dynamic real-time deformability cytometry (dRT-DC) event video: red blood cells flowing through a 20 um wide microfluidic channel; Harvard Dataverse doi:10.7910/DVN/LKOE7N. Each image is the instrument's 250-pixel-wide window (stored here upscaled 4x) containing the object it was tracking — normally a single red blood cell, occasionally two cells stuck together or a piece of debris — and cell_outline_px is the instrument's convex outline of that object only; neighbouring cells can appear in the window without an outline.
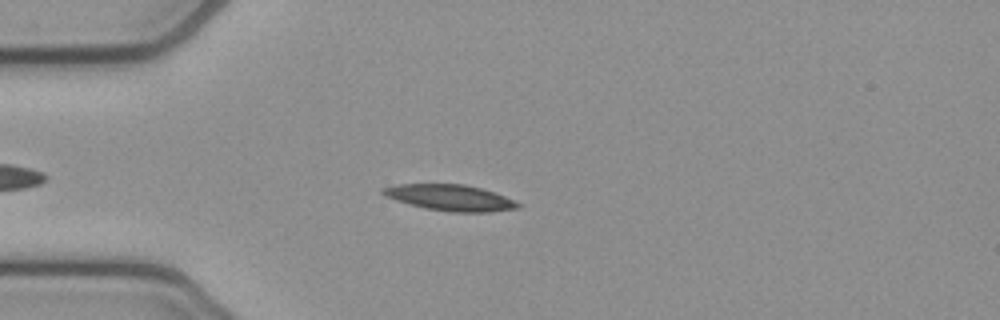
{"species": "common noctule bat (a hibernating species)", "species_latin": "Nyctalus noctula", "temperature_condition": "cold", "stored_images_in_passage": 44, "camera_frame_rate_fps": 3000, "um_per_image_px": 0.085, "animal": {"sex": "female", "body_mass_g": 21.9}, "frame": {"image": 1, "passage_image": 8, "time_ms": 2.333, "image_size_px": [1000, 320], "cell_outline_px": [[524, 204], [520, 208], [492, 212], [452, 212], [424, 208], [396, 200], [384, 196], [380, 192], [380, 188], [396, 184], [464, 184], [480, 188], [504, 196]], "centroid_in_image_um": [38.26, 16.81], "position_along_channel_um": 46.7, "area_um2": 20.63}}
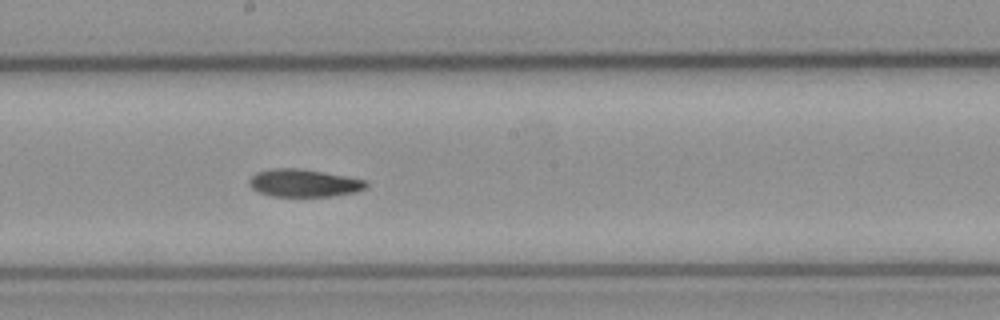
{"frame": {"image": 2, "passage_image": 23, "time_ms": 7.333, "image_size_px": [1000, 320], "cell_outline_px": [[368, 184], [364, 188], [356, 192], [332, 196], [272, 196], [260, 192], [252, 188], [248, 184], [248, 180], [256, 172], [272, 168], [300, 168], [348, 176], [368, 180]], "centroid_in_image_um": [25.84, 15.54], "position_along_channel_um": 222.4, "area_um2": 18.96}}
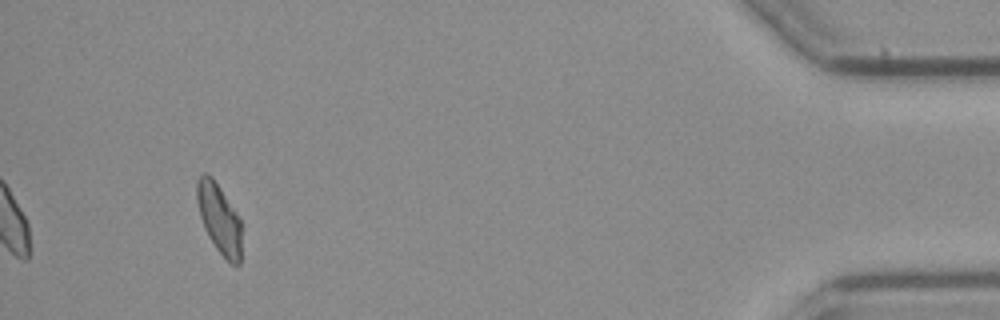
{"frame": {"image": 3, "passage_image": 44, "time_ms": 14.333, "image_size_px": [1000, 320], "cell_outline_px": [[240, 264], [232, 264], [216, 248], [208, 236], [204, 228], [200, 216], [196, 200], [196, 180], [204, 172], [212, 176], [240, 216]], "centroid_in_image_um": [18.61, 18.52], "position_along_channel_um": 416.6, "area_um2": 18.09}}